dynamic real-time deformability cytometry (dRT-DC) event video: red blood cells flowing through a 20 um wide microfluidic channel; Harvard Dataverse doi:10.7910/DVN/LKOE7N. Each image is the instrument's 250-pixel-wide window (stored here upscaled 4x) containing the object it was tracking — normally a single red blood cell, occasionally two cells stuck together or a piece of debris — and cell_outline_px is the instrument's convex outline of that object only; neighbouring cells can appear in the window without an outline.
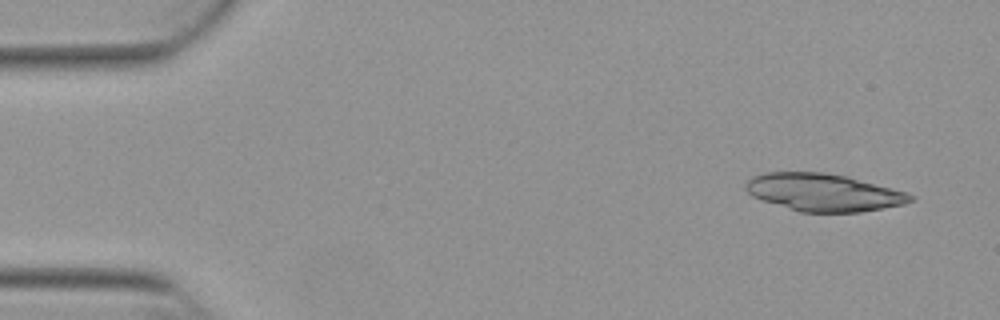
{"species": "Egyptian fruit bat (a non-hibernating species)", "species_latin": "Rousettus aegyptiacus", "temperature_condition": "warm", "stored_images_in_passage": 20, "camera_frame_rate_fps": 3000, "um_per_image_px": 0.085, "animal": {"sex": "female"}, "frame": {"image": 1, "passage_image": 1, "time_ms": 0.0, "image_size_px": [1000, 320], "cell_outline_px": [[916, 200], [904, 204], [860, 212], [800, 212], [760, 200], [752, 196], [744, 188], [744, 184], [752, 176], [764, 172], [824, 172], [848, 176], [908, 192], [916, 196]], "centroid_in_image_um": [70.01, 16.35], "position_along_channel_um": 15.0, "area_um2": 36.41}}